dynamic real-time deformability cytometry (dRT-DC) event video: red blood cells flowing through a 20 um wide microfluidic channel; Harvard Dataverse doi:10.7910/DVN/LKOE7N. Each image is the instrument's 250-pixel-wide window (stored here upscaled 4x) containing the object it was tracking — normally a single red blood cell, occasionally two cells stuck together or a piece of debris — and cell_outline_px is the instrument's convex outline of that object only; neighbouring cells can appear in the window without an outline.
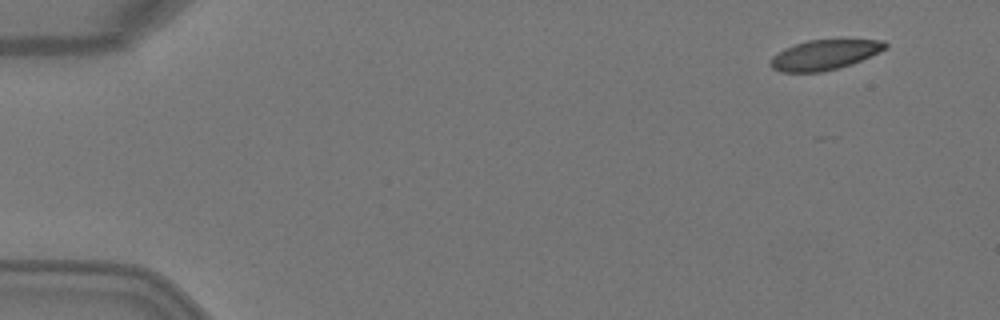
{"species": "Egyptian fruit bat (a non-hibernating species)", "species_latin": "Rousettus aegyptiacus", "temperature_condition": "warm", "stored_images_in_passage": 4, "camera_frame_rate_fps": 3000, "um_per_image_px": 0.085, "animal": {"sex": "female"}, "frame": {"image": 1, "passage_image": 1, "time_ms": 0.0, "image_size_px": [1000, 320], "cell_outline_px": [[888, 48], [880, 52], [852, 64], [840, 68], [820, 72], [780, 72], [772, 68], [768, 64], [768, 60], [772, 56], [784, 48], [808, 40], [884, 40], [888, 44]], "centroid_in_image_um": [70.06, 4.67], "position_along_channel_um": 14.9, "area_um2": 20.23}}